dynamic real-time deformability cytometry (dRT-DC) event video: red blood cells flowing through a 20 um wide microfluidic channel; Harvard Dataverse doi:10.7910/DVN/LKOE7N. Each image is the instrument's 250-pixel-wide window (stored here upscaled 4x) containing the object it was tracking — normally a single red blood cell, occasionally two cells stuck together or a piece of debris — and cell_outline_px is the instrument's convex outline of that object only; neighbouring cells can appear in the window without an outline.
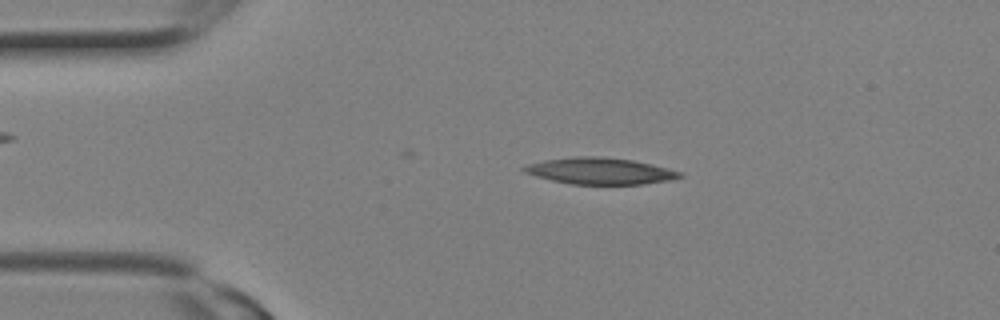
{"species": "Egyptian fruit bat (a non-hibernating species)", "species_latin": "Rousettus aegyptiacus", "temperature_condition": "room temperature", "stored_images_in_passage": 12, "camera_frame_rate_fps": 3000, "um_per_image_px": 0.085, "animal": {"sex": "female"}, "frame": {"image": 1, "passage_image": 4, "time_ms": 1.0, "image_size_px": [1000, 320], "cell_outline_px": [[684, 176], [668, 180], [644, 184], [572, 184], [552, 180], [536, 176], [524, 172], [520, 168], [528, 164], [544, 160], [576, 156], [596, 156], [632, 160], [652, 164], [684, 172]], "centroid_in_image_um": [51.02, 14.53], "position_along_channel_um": 34.0, "area_um2": 23.99}}
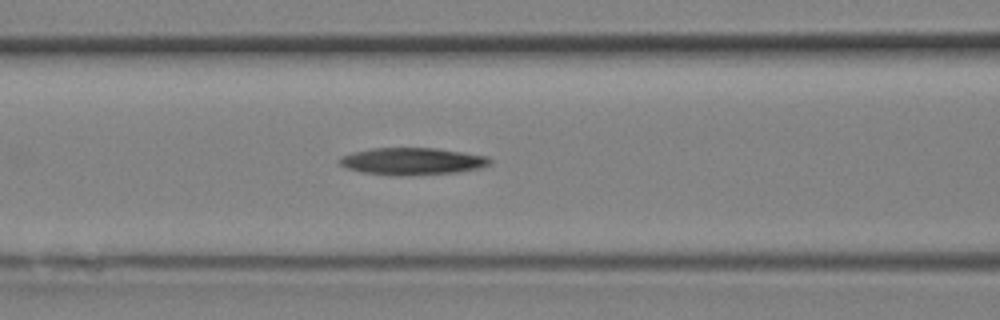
{"frame": {"image": 2, "passage_image": 9, "time_ms": 2.667, "image_size_px": [1000, 320], "cell_outline_px": [[492, 164], [484, 168], [456, 172], [364, 172], [348, 168], [340, 164], [336, 160], [340, 156], [352, 152], [372, 148], [436, 148], [464, 152], [488, 156], [492, 160]], "centroid_in_image_um": [35.11, 13.64], "position_along_channel_um": 131.5, "area_um2": 22.6}}
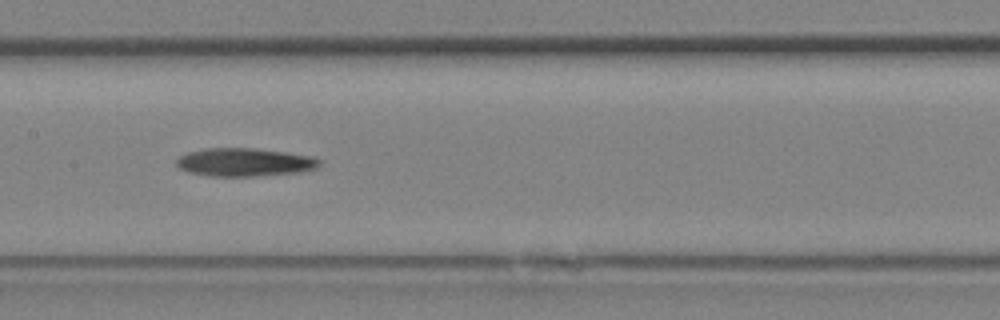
{"frame": {"image": 3, "passage_image": 11, "time_ms": 3.333, "image_size_px": [1000, 320], "cell_outline_px": [[320, 164], [316, 168], [300, 172], [252, 176], [208, 176], [188, 172], [180, 168], [176, 164], [176, 160], [180, 156], [188, 152], [204, 148], [256, 148], [312, 156], [320, 160]], "centroid_in_image_um": [20.76, 13.78], "position_along_channel_um": 186.6, "area_um2": 23.47}}